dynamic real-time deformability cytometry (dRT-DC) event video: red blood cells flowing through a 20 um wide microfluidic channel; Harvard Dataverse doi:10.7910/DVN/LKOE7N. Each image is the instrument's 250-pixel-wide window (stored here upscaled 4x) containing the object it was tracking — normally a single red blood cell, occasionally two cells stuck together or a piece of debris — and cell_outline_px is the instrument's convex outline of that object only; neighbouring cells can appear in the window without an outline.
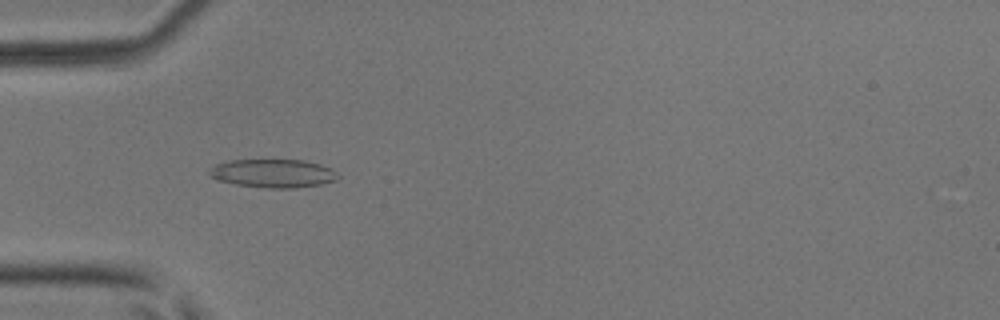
{"species": "common noctule bat (a hibernating species)", "species_latin": "Nyctalus noctula", "temperature_condition": "room temperature", "stored_images_in_passage": 7, "camera_frame_rate_fps": 3000, "um_per_image_px": 0.085, "animal": {"sex": "male", "body_mass_g": 17.9, "forearm_length_mm": 54.2}, "frame": {"image": 1, "passage_image": 5, "time_ms": 1.333, "image_size_px": [1000, 320], "cell_outline_px": [[340, 176], [336, 180], [320, 184], [292, 188], [268, 188], [236, 184], [216, 180], [208, 172], [208, 168], [216, 164], [228, 160], [304, 160], [320, 164], [332, 168]], "centroid_in_image_um": [23.2, 14.73], "position_along_channel_um": 61.8, "area_um2": 21.33}}
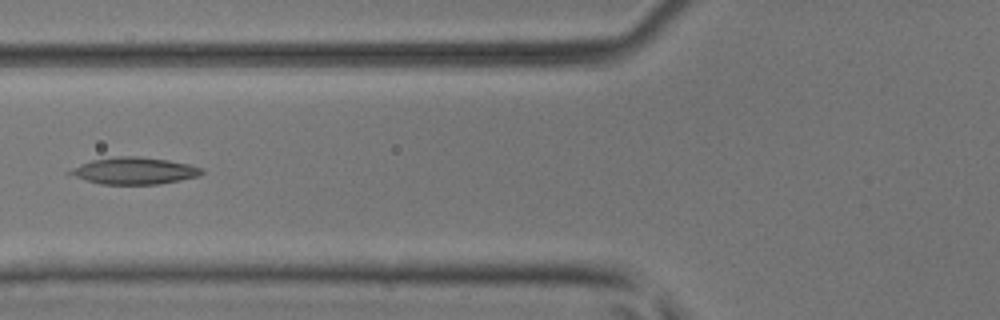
{"frame": {"image": 2, "passage_image": 6, "time_ms": 1.667, "image_size_px": [1000, 320], "cell_outline_px": [[204, 172], [200, 176], [160, 184], [100, 184], [84, 180], [64, 172], [80, 164], [92, 160], [116, 156], [140, 156], [168, 160], [188, 164], [200, 168]], "centroid_in_image_um": [11.38, 14.52], "position_along_channel_um": 114.4, "area_um2": 20.69}}
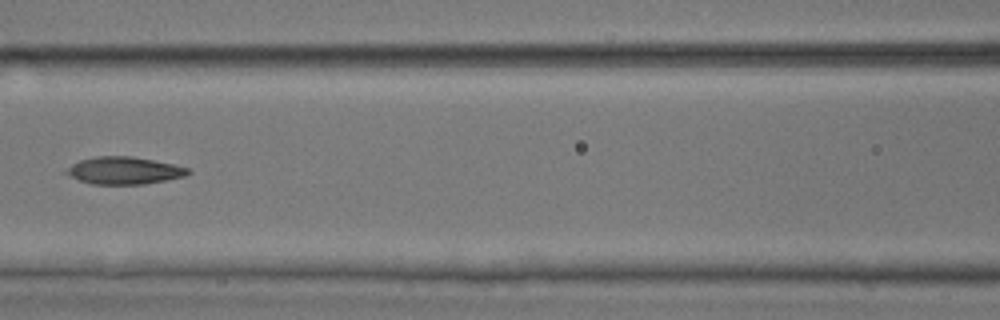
{"frame": {"image": 3, "passage_image": 7, "time_ms": 2.0, "image_size_px": [1000, 320], "cell_outline_px": [[192, 172], [184, 176], [144, 184], [92, 184], [80, 180], [64, 172], [72, 164], [80, 160], [96, 156], [132, 156], [172, 164], [188, 168]], "centroid_in_image_um": [10.55, 14.49], "position_along_channel_um": 156.1, "area_um2": 19.07}}